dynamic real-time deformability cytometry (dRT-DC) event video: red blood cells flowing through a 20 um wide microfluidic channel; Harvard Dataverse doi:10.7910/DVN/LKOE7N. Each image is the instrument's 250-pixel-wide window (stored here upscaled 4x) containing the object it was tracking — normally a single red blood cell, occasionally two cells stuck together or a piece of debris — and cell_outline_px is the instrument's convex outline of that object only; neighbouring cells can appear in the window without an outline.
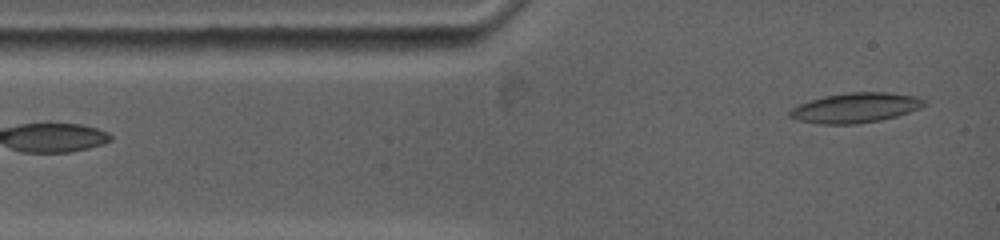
{"species": "common noctule bat (a hibernating species)", "species_latin": "Nyctalus noctula", "temperature_condition": "warm", "stored_images_in_passage": 71, "camera_frame_rate_fps": 5000, "um_per_image_px": 0.085, "animal": {"sex": "female", "body_mass_g": 19.0, "forearm_length_mm": 53.3}, "frame": {"image": 1, "passage_image": 3, "time_ms": 0.4, "image_size_px": [1000, 240], "cell_outline_px": [[928, 104], [920, 108], [896, 116], [880, 120], [856, 124], [820, 124], [796, 120], [788, 116], [788, 112], [792, 108], [800, 104], [824, 96], [848, 92], [884, 92], [912, 96], [924, 100]], "centroid_in_image_um": [72.68, 9.17], "position_along_channel_um": 12.3, "area_um2": 23.24}}
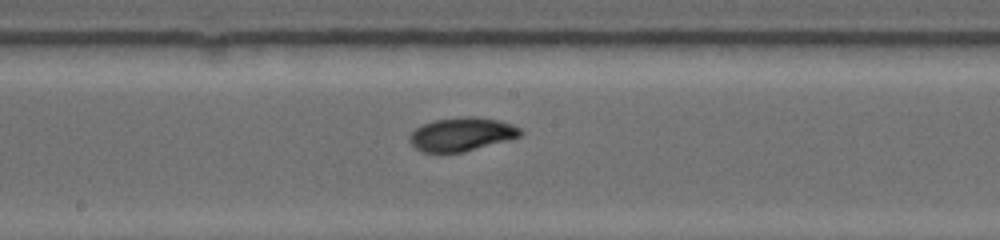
{"frame": {"image": 2, "passage_image": 33, "time_ms": 6.4, "image_size_px": [1000, 240], "cell_outline_px": [[524, 132], [520, 136], [460, 152], [424, 152], [416, 148], [412, 144], [408, 136], [420, 124], [432, 120], [464, 116], [472, 116], [500, 120], [512, 124], [520, 128]], "centroid_in_image_um": [39.21, 11.38], "position_along_channel_um": 209.0, "area_um2": 21.44}}
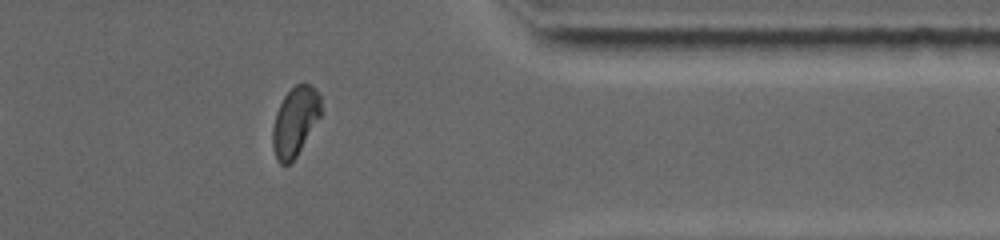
{"frame": {"image": 3, "passage_image": 58, "time_ms": 11.4, "image_size_px": [1000, 240], "cell_outline_px": [[320, 116], [296, 156], [288, 164], [280, 164], [276, 160], [272, 144], [272, 128], [276, 112], [284, 96], [296, 84], [308, 84], [316, 88], [320, 96]], "centroid_in_image_um": [25.06, 10.32], "position_along_channel_um": 386.3, "area_um2": 19.19}}